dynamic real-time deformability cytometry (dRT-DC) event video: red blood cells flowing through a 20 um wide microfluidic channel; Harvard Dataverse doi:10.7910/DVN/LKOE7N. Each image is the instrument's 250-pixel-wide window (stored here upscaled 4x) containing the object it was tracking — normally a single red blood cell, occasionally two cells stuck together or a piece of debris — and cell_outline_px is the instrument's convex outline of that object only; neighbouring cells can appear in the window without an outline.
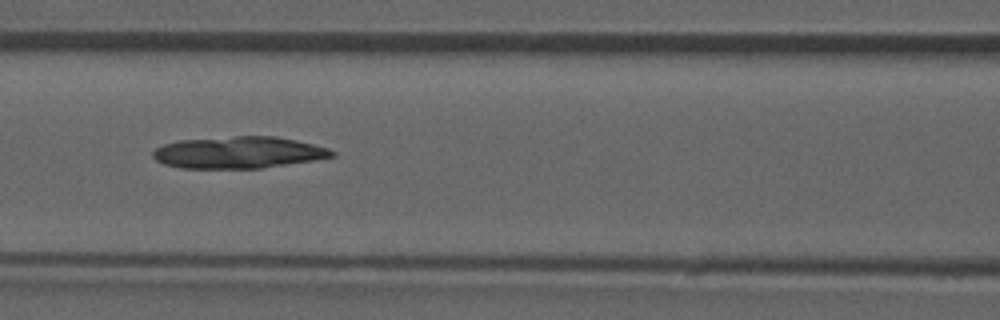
{"species": "common noctule bat (a hibernating species)", "species_latin": "Nyctalus noctula", "temperature_condition": "room temperature", "stored_images_in_passage": 51, "camera_frame_rate_fps": 3000, "um_per_image_px": 0.085, "animal": {"sex": "male", "forearm_length_mm": 52.5}, "frame": {"image": 1, "passage_image": 22, "time_ms": 7.0, "image_size_px": [1000, 320], "cell_outline_px": [[336, 156], [316, 160], [264, 168], [180, 168], [164, 164], [156, 160], [152, 156], [152, 152], [156, 148], [164, 144], [180, 140], [236, 136], [276, 136], [296, 140], [328, 148], [336, 152]], "centroid_in_image_um": [20.3, 12.96], "position_along_channel_um": 146.3, "area_um2": 33.29}}
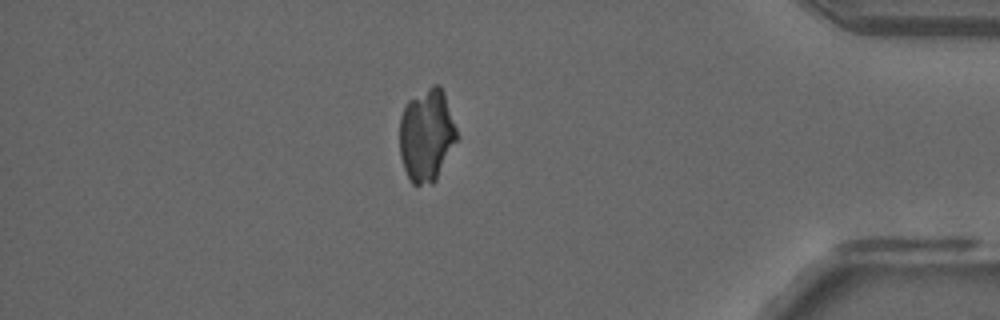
{"frame": {"image": 2, "passage_image": 44, "time_ms": 14.333, "image_size_px": [1000, 320], "cell_outline_px": [[456, 140], [436, 180], [432, 184], [412, 184], [404, 168], [400, 156], [400, 116], [408, 100], [432, 84], [440, 84], [444, 92], [456, 128]], "centroid_in_image_um": [36.24, 11.47], "position_along_channel_um": 399.0, "area_um2": 30.69}}